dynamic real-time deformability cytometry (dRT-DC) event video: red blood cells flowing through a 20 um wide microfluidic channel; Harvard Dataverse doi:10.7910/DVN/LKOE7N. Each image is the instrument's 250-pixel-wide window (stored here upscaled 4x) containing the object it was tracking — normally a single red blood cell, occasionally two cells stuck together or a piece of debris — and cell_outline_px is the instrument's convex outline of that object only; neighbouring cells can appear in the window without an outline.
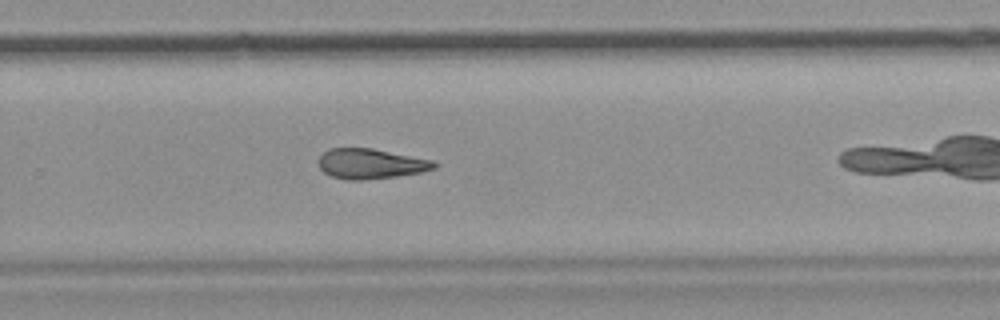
{"species": "common noctule bat (a hibernating species)", "species_latin": "Nyctalus noctula", "temperature_condition": "room temperature", "stored_images_in_passage": 28, "camera_frame_rate_fps": 3000, "um_per_image_px": 0.085, "animal": {"sex": "female", "body_mass_g": 19.9}, "frame": {"image": 1, "passage_image": 20, "time_ms": 6.333, "image_size_px": [1000, 320], "cell_outline_px": [[436, 168], [420, 172], [396, 176], [364, 180], [348, 180], [332, 176], [324, 172], [320, 168], [316, 160], [328, 148], [372, 148], [432, 160], [436, 164]], "centroid_in_image_um": [31.46, 13.91], "position_along_channel_um": 298.3, "area_um2": 20.23}}